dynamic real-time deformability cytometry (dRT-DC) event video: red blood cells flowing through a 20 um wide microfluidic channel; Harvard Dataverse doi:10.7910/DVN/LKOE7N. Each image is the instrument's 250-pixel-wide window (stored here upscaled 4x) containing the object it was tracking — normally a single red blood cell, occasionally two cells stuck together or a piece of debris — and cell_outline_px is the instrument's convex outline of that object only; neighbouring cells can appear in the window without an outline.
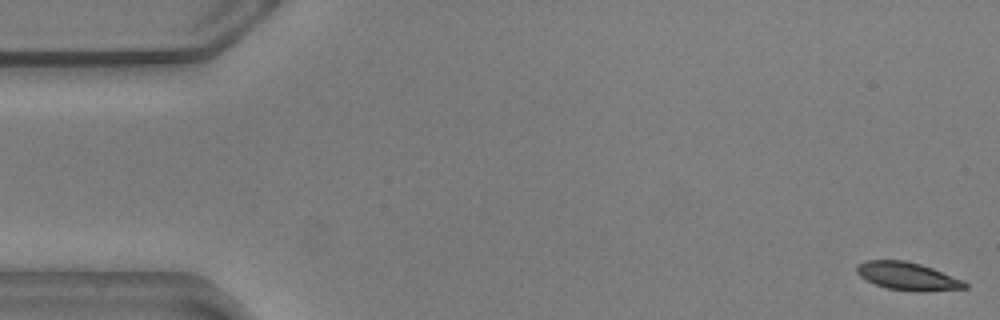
{"species": "common noctule bat (a hibernating species)", "species_latin": "Nyctalus noctula", "temperature_condition": "warm", "stored_images_in_passage": 15, "camera_frame_rate_fps": 3000, "um_per_image_px": 0.085, "animal": {"sex": "male", "body_mass_g": 20.5, "forearm_length_mm": 52.5}, "frame": {"image": 1, "passage_image": 1, "time_ms": 0.0, "image_size_px": [1000, 320], "cell_outline_px": [[968, 288], [928, 292], [912, 292], [888, 288], [876, 284], [860, 276], [856, 272], [856, 264], [864, 260], [904, 260], [920, 264], [932, 268], [964, 280], [968, 284]], "centroid_in_image_um": [77.17, 23.49], "position_along_channel_um": 7.8, "area_um2": 17.8}}
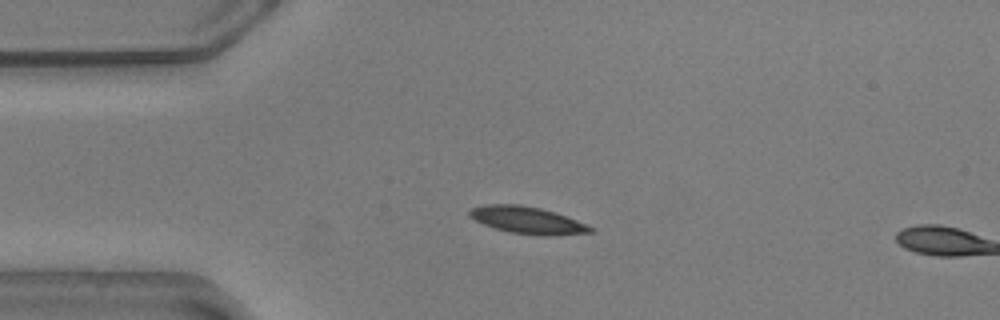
{"frame": {"image": 2, "passage_image": 13, "time_ms": 4.0, "image_size_px": [1000, 320], "cell_outline_px": [[596, 232], [544, 236], [512, 232], [496, 228], [484, 224], [468, 216], [468, 212], [472, 208], [484, 204], [520, 204], [540, 208], [576, 220], [596, 228]], "centroid_in_image_um": [44.84, 18.71], "position_along_channel_um": 40.2, "area_um2": 18.84}}